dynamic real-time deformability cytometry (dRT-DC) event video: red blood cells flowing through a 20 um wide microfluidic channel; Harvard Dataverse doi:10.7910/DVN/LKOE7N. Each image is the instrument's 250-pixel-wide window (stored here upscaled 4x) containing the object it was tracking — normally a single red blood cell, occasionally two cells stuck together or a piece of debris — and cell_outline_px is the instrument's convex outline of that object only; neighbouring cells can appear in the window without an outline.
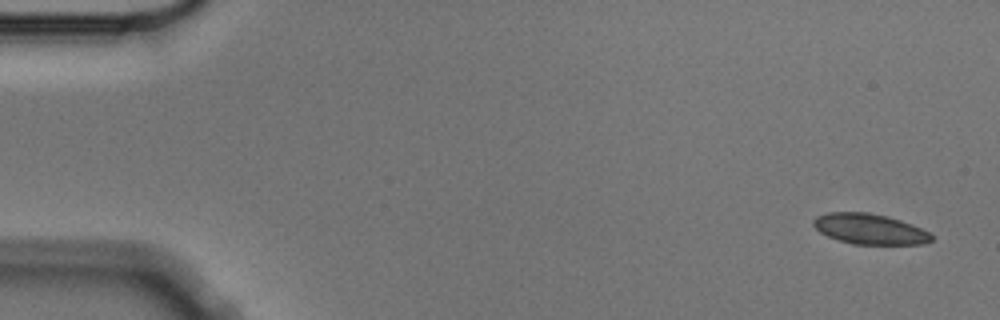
{"species": "Egyptian fruit bat (a non-hibernating species)", "species_latin": "Rousettus aegyptiacus", "temperature_condition": "cold", "stored_images_in_passage": 5, "camera_frame_rate_fps": 3000, "um_per_image_px": 0.085, "animal": {"sex": "male"}, "frame": {"image": 1, "passage_image": 1, "time_ms": 0.0, "image_size_px": [1000, 320], "cell_outline_px": [[932, 240], [924, 244], [852, 244], [836, 240], [820, 232], [812, 224], [812, 220], [816, 216], [828, 212], [868, 212], [888, 216], [912, 224], [928, 232], [932, 236]], "centroid_in_image_um": [73.89, 19.46], "position_along_channel_um": 11.1, "area_um2": 21.04}}
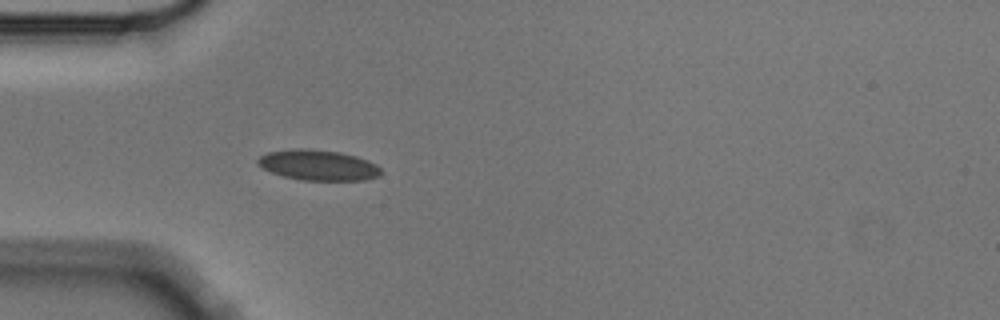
{"frame": {"image": 2, "passage_image": 5, "time_ms": 1.333, "image_size_px": [1000, 320], "cell_outline_px": [[380, 176], [364, 180], [300, 180], [284, 176], [272, 172], [264, 168], [256, 160], [260, 156], [268, 152], [292, 148], [308, 148], [340, 152], [356, 156], [368, 160], [376, 164], [380, 168]], "centroid_in_image_um": [27.06, 14.02], "position_along_channel_um": 57.9, "area_um2": 21.85}}